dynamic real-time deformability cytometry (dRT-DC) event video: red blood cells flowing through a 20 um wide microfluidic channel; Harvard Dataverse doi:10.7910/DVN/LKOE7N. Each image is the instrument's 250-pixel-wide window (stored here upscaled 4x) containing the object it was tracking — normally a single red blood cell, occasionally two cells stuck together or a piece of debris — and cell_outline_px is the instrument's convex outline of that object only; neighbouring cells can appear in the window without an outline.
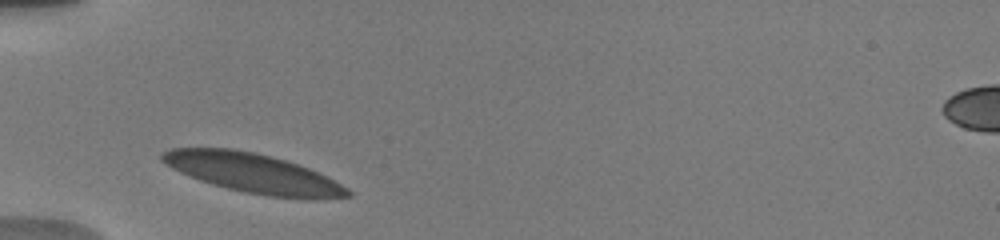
{"species": "human", "species_latin": "Homo sapiens", "temperature_condition": "warm", "stored_images_in_passage": 4, "camera_frame_rate_fps": 3000, "um_per_image_px": 0.085, "donor": {"sex": "male"}, "frame": {"image": 1, "passage_image": 1, "time_ms": 0.0, "image_size_px": [1000, 240], "cell_outline_px": [[352, 196], [324, 200], [304, 200], [268, 196], [244, 192], [228, 188], [200, 180], [180, 172], [172, 168], [160, 160], [160, 152], [172, 148], [232, 148], [256, 152], [272, 156], [308, 168], [348, 188], [352, 192]], "centroid_in_image_um": [21.54, 14.74], "position_along_channel_um": 63.5, "area_um2": 42.71}}
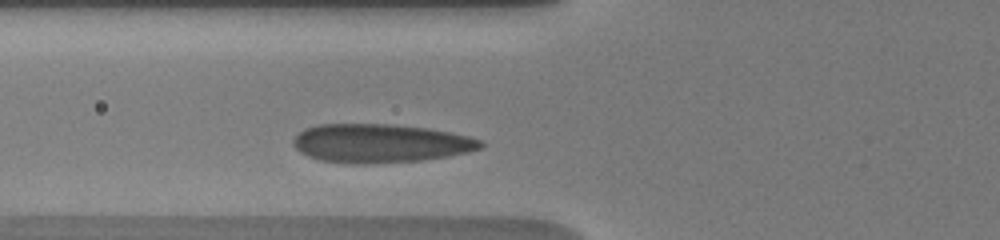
{"frame": {"image": 2, "passage_image": 4, "time_ms": 1.0, "image_size_px": [1000, 240], "cell_outline_px": [[484, 144], [480, 148], [468, 152], [448, 156], [420, 160], [360, 164], [320, 160], [308, 156], [300, 152], [292, 144], [292, 140], [304, 128], [320, 124], [388, 124], [428, 128], [468, 136], [484, 140]], "centroid_in_image_um": [32.32, 12.17], "position_along_channel_um": 93.5, "area_um2": 42.02}}